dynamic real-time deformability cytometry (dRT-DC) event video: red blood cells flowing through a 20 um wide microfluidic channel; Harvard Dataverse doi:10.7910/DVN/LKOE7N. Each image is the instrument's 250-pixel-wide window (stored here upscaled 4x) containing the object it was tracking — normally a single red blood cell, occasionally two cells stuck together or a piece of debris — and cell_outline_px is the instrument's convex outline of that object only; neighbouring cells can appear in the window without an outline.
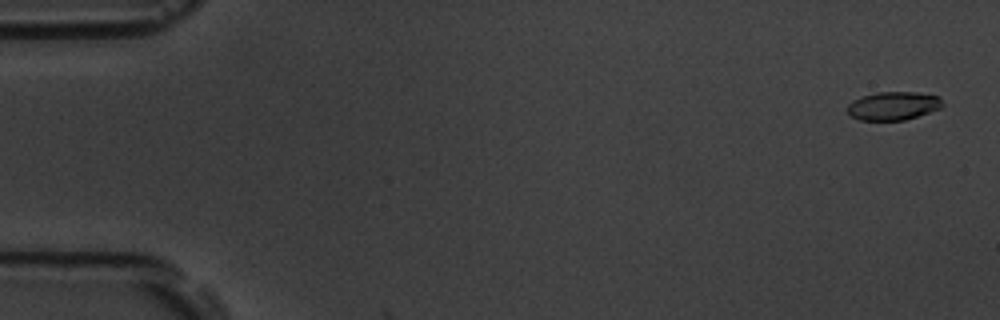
{"species": "common noctule bat (a hibernating species)", "species_latin": "Nyctalus noctula", "temperature_condition": "room temperature", "stored_images_in_passage": 57, "camera_frame_rate_fps": 3000, "um_per_image_px": 0.085, "animal": {"sex": "male", "body_mass_g": 19.5, "forearm_length_mm": 54.6}, "frame": {"image": 1, "passage_image": 2, "time_ms": 0.333, "image_size_px": [1000, 320], "cell_outline_px": [[944, 104], [940, 108], [904, 120], [860, 120], [852, 116], [848, 112], [848, 104], [852, 100], [876, 92], [916, 92], [940, 96]], "centroid_in_image_um": [75.94, 8.98], "position_along_channel_um": 9.1, "area_um2": 15.61}}
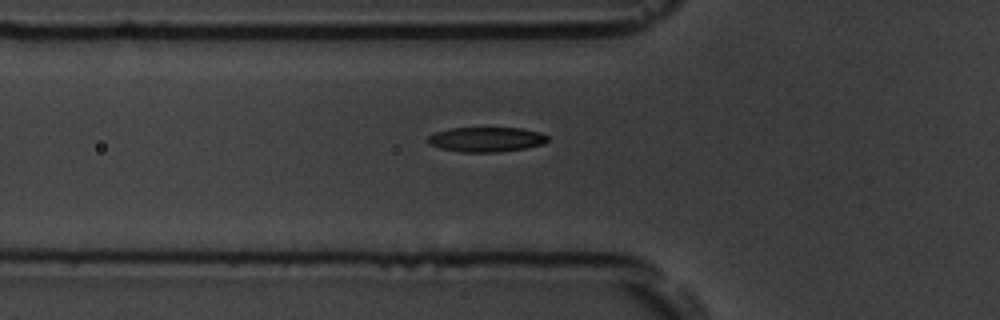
{"frame": {"image": 2, "passage_image": 20, "time_ms": 6.333, "image_size_px": [1000, 320], "cell_outline_px": [[548, 140], [544, 144], [524, 148], [496, 152], [460, 152], [440, 148], [428, 144], [424, 140], [428, 136], [436, 132], [452, 128], [520, 128], [540, 132], [548, 136]], "centroid_in_image_um": [41.3, 11.85], "position_along_channel_um": 84.5, "area_um2": 17.34}}
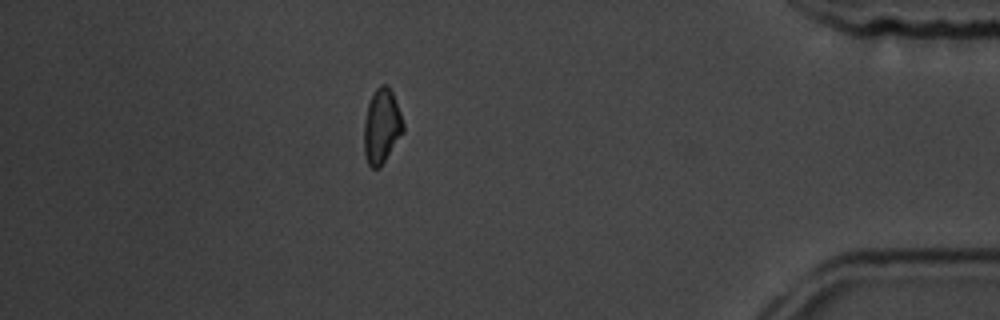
{"frame": {"image": 3, "passage_image": 50, "time_ms": 16.333, "image_size_px": [1000, 320], "cell_outline_px": [[404, 132], [380, 168], [372, 168], [368, 164], [364, 152], [364, 124], [368, 104], [376, 88], [380, 84], [388, 84], [392, 92], [400, 112], [404, 124]], "centroid_in_image_um": [32.45, 10.74], "position_along_channel_um": 402.7, "area_um2": 17.05}, "authors_computed_cell_mechanics": {"area_um2": 16.9354, "velocity_mm_per_s": 3.6046, "shape_relaxation_time_tau1_ms": 3.3278, "shape_relaxation_time_tau2_ms": null, "deformation_change_tau1": 0.1169, "deformation_change_tau2": null}}